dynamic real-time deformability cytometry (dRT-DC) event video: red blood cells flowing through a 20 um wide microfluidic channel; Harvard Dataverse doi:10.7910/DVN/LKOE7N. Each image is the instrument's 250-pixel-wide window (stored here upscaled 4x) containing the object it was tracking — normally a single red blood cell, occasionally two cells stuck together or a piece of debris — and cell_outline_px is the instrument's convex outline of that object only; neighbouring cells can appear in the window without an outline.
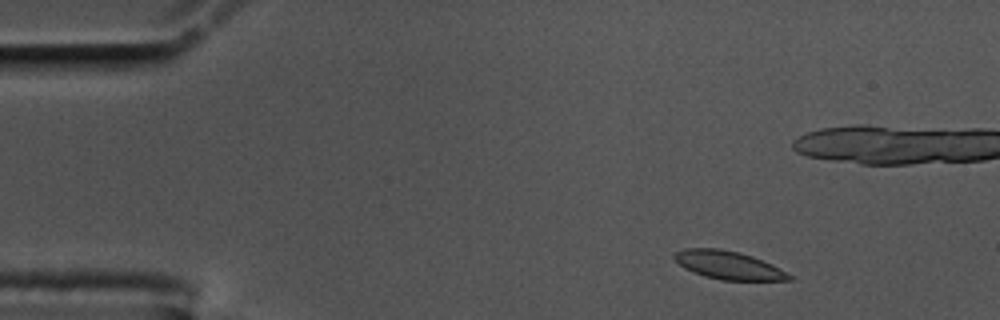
{"species": "common noctule bat (a hibernating species)", "species_latin": "Nyctalus noctula", "temperature_condition": "cold", "stored_images_in_passage": 7, "camera_frame_rate_fps": 3000, "um_per_image_px": 0.085, "animal": {"sex": "male", "body_mass_g": 17.5, "forearm_length_mm": 52.3}, "frame": {"image": 1, "passage_image": 3, "time_ms": 0.667, "image_size_px": [1000, 320], "cell_outline_px": [[792, 280], [720, 280], [704, 276], [692, 272], [684, 268], [672, 256], [676, 252], [684, 248], [720, 248], [740, 252], [752, 256], [772, 264], [792, 276]], "centroid_in_image_um": [61.89, 22.53], "position_along_channel_um": 23.1, "area_um2": 18.84}}